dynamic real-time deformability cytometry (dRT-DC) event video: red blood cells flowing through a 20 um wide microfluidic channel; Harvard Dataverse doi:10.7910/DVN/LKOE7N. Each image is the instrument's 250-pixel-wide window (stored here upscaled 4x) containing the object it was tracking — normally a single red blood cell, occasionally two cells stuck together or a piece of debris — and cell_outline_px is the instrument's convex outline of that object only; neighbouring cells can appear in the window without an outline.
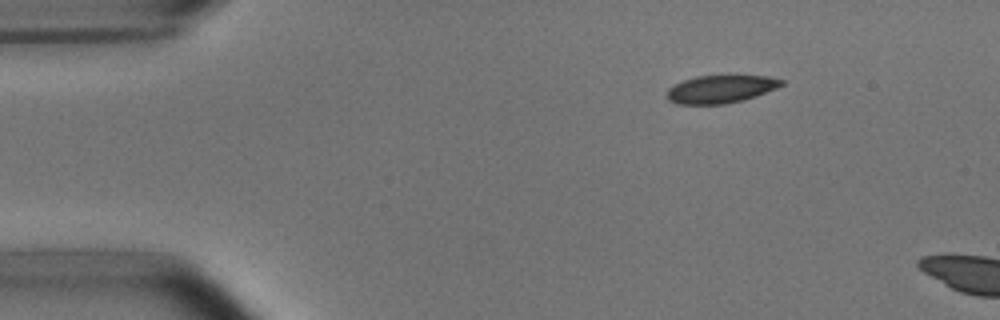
{"species": "common noctule bat (a hibernating species)", "species_latin": "Nyctalus noctula", "temperature_condition": "room temperature", "stored_images_in_passage": 3, "camera_frame_rate_fps": 3000, "um_per_image_px": 0.085, "animal": {"sex": "male", "body_mass_g": 15.6}, "frame": {"image": 1, "passage_image": 2, "time_ms": 1.0, "image_size_px": [1000, 320], "cell_outline_px": [[784, 84], [776, 88], [740, 100], [724, 104], [676, 104], [668, 100], [668, 88], [684, 80], [696, 76], [768, 76], [784, 80]], "centroid_in_image_um": [61.23, 7.57], "position_along_channel_um": 23.8, "area_um2": 18.15}}